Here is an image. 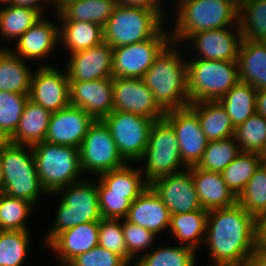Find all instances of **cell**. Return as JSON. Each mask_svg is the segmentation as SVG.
Wrapping results in <instances>:
<instances>
[{
    "mask_svg": "<svg viewBox=\"0 0 266 266\" xmlns=\"http://www.w3.org/2000/svg\"><path fill=\"white\" fill-rule=\"evenodd\" d=\"M204 244L209 266H246L257 248V220L237 202L210 210Z\"/></svg>",
    "mask_w": 266,
    "mask_h": 266,
    "instance_id": "cell-1",
    "label": "cell"
},
{
    "mask_svg": "<svg viewBox=\"0 0 266 266\" xmlns=\"http://www.w3.org/2000/svg\"><path fill=\"white\" fill-rule=\"evenodd\" d=\"M179 45L171 42L142 78L165 112L185 108L190 104L187 93V58L180 54Z\"/></svg>",
    "mask_w": 266,
    "mask_h": 266,
    "instance_id": "cell-2",
    "label": "cell"
},
{
    "mask_svg": "<svg viewBox=\"0 0 266 266\" xmlns=\"http://www.w3.org/2000/svg\"><path fill=\"white\" fill-rule=\"evenodd\" d=\"M176 21L169 31L171 42L184 43L191 34L239 26V0H176Z\"/></svg>",
    "mask_w": 266,
    "mask_h": 266,
    "instance_id": "cell-3",
    "label": "cell"
},
{
    "mask_svg": "<svg viewBox=\"0 0 266 266\" xmlns=\"http://www.w3.org/2000/svg\"><path fill=\"white\" fill-rule=\"evenodd\" d=\"M90 176L62 187L54 193L60 197V200L56 218H54L53 224H50L42 240L45 241V246L65 230L87 222H99L102 219L99 210L97 181L95 182Z\"/></svg>",
    "mask_w": 266,
    "mask_h": 266,
    "instance_id": "cell-4",
    "label": "cell"
},
{
    "mask_svg": "<svg viewBox=\"0 0 266 266\" xmlns=\"http://www.w3.org/2000/svg\"><path fill=\"white\" fill-rule=\"evenodd\" d=\"M32 153L41 184L49 195L86 176L81 169L79 148L43 141L32 146Z\"/></svg>",
    "mask_w": 266,
    "mask_h": 266,
    "instance_id": "cell-5",
    "label": "cell"
},
{
    "mask_svg": "<svg viewBox=\"0 0 266 266\" xmlns=\"http://www.w3.org/2000/svg\"><path fill=\"white\" fill-rule=\"evenodd\" d=\"M4 179L2 192L29 201L35 207L40 198L49 195L37 173L32 147L12 143L0 152Z\"/></svg>",
    "mask_w": 266,
    "mask_h": 266,
    "instance_id": "cell-6",
    "label": "cell"
},
{
    "mask_svg": "<svg viewBox=\"0 0 266 266\" xmlns=\"http://www.w3.org/2000/svg\"><path fill=\"white\" fill-rule=\"evenodd\" d=\"M188 56L187 93L190 103L219 101L239 81L237 61L193 59Z\"/></svg>",
    "mask_w": 266,
    "mask_h": 266,
    "instance_id": "cell-7",
    "label": "cell"
},
{
    "mask_svg": "<svg viewBox=\"0 0 266 266\" xmlns=\"http://www.w3.org/2000/svg\"><path fill=\"white\" fill-rule=\"evenodd\" d=\"M166 24L154 10L116 5L103 27L104 41L112 48L141 42L153 38Z\"/></svg>",
    "mask_w": 266,
    "mask_h": 266,
    "instance_id": "cell-8",
    "label": "cell"
},
{
    "mask_svg": "<svg viewBox=\"0 0 266 266\" xmlns=\"http://www.w3.org/2000/svg\"><path fill=\"white\" fill-rule=\"evenodd\" d=\"M140 162L145 163L141 170L149 184L159 177L187 168L182 162L175 130L165 118L154 121L148 145L137 164Z\"/></svg>",
    "mask_w": 266,
    "mask_h": 266,
    "instance_id": "cell-9",
    "label": "cell"
},
{
    "mask_svg": "<svg viewBox=\"0 0 266 266\" xmlns=\"http://www.w3.org/2000/svg\"><path fill=\"white\" fill-rule=\"evenodd\" d=\"M102 121L108 127L119 154L127 163L142 158L155 120L138 114L113 110Z\"/></svg>",
    "mask_w": 266,
    "mask_h": 266,
    "instance_id": "cell-10",
    "label": "cell"
},
{
    "mask_svg": "<svg viewBox=\"0 0 266 266\" xmlns=\"http://www.w3.org/2000/svg\"><path fill=\"white\" fill-rule=\"evenodd\" d=\"M83 173L99 175L124 167L127 162L119 154L108 127L102 120H94L79 148Z\"/></svg>",
    "mask_w": 266,
    "mask_h": 266,
    "instance_id": "cell-11",
    "label": "cell"
},
{
    "mask_svg": "<svg viewBox=\"0 0 266 266\" xmlns=\"http://www.w3.org/2000/svg\"><path fill=\"white\" fill-rule=\"evenodd\" d=\"M165 26L151 39L113 48V77L142 79L160 53L171 43Z\"/></svg>",
    "mask_w": 266,
    "mask_h": 266,
    "instance_id": "cell-12",
    "label": "cell"
},
{
    "mask_svg": "<svg viewBox=\"0 0 266 266\" xmlns=\"http://www.w3.org/2000/svg\"><path fill=\"white\" fill-rule=\"evenodd\" d=\"M41 63L31 78L29 99L51 113L70 105L69 78L67 70Z\"/></svg>",
    "mask_w": 266,
    "mask_h": 266,
    "instance_id": "cell-13",
    "label": "cell"
},
{
    "mask_svg": "<svg viewBox=\"0 0 266 266\" xmlns=\"http://www.w3.org/2000/svg\"><path fill=\"white\" fill-rule=\"evenodd\" d=\"M164 118L175 130L183 164L197 166L208 143L197 114L187 106L166 111Z\"/></svg>",
    "mask_w": 266,
    "mask_h": 266,
    "instance_id": "cell-14",
    "label": "cell"
},
{
    "mask_svg": "<svg viewBox=\"0 0 266 266\" xmlns=\"http://www.w3.org/2000/svg\"><path fill=\"white\" fill-rule=\"evenodd\" d=\"M242 39L240 27L229 26L191 34L184 43L187 41L188 47L192 46L189 50L197 52L193 59L237 61Z\"/></svg>",
    "mask_w": 266,
    "mask_h": 266,
    "instance_id": "cell-15",
    "label": "cell"
},
{
    "mask_svg": "<svg viewBox=\"0 0 266 266\" xmlns=\"http://www.w3.org/2000/svg\"><path fill=\"white\" fill-rule=\"evenodd\" d=\"M149 186L159 196L171 215L203 209L188 168L159 177Z\"/></svg>",
    "mask_w": 266,
    "mask_h": 266,
    "instance_id": "cell-16",
    "label": "cell"
},
{
    "mask_svg": "<svg viewBox=\"0 0 266 266\" xmlns=\"http://www.w3.org/2000/svg\"><path fill=\"white\" fill-rule=\"evenodd\" d=\"M113 110L138 114L155 121L165 116L152 91L143 79L137 78L113 77Z\"/></svg>",
    "mask_w": 266,
    "mask_h": 266,
    "instance_id": "cell-17",
    "label": "cell"
},
{
    "mask_svg": "<svg viewBox=\"0 0 266 266\" xmlns=\"http://www.w3.org/2000/svg\"><path fill=\"white\" fill-rule=\"evenodd\" d=\"M70 105L80 107L94 120L113 111V78L69 81Z\"/></svg>",
    "mask_w": 266,
    "mask_h": 266,
    "instance_id": "cell-18",
    "label": "cell"
},
{
    "mask_svg": "<svg viewBox=\"0 0 266 266\" xmlns=\"http://www.w3.org/2000/svg\"><path fill=\"white\" fill-rule=\"evenodd\" d=\"M66 65L69 81L113 78V48L103 41L92 48L69 55Z\"/></svg>",
    "mask_w": 266,
    "mask_h": 266,
    "instance_id": "cell-19",
    "label": "cell"
},
{
    "mask_svg": "<svg viewBox=\"0 0 266 266\" xmlns=\"http://www.w3.org/2000/svg\"><path fill=\"white\" fill-rule=\"evenodd\" d=\"M93 122L94 119L80 107L68 105L51 114L44 141L80 148Z\"/></svg>",
    "mask_w": 266,
    "mask_h": 266,
    "instance_id": "cell-20",
    "label": "cell"
},
{
    "mask_svg": "<svg viewBox=\"0 0 266 266\" xmlns=\"http://www.w3.org/2000/svg\"><path fill=\"white\" fill-rule=\"evenodd\" d=\"M45 17L47 16L40 17L33 26L19 37L15 49L9 48L16 56L25 61L26 59L31 61L41 59L43 61L57 48L60 43L59 25L44 19Z\"/></svg>",
    "mask_w": 266,
    "mask_h": 266,
    "instance_id": "cell-21",
    "label": "cell"
},
{
    "mask_svg": "<svg viewBox=\"0 0 266 266\" xmlns=\"http://www.w3.org/2000/svg\"><path fill=\"white\" fill-rule=\"evenodd\" d=\"M98 242L99 222H87L59 233L46 248H51L59 263L66 266L76 256L97 246Z\"/></svg>",
    "mask_w": 266,
    "mask_h": 266,
    "instance_id": "cell-22",
    "label": "cell"
},
{
    "mask_svg": "<svg viewBox=\"0 0 266 266\" xmlns=\"http://www.w3.org/2000/svg\"><path fill=\"white\" fill-rule=\"evenodd\" d=\"M125 219L157 235L164 230L168 232L171 214L159 196L148 186L131 202Z\"/></svg>",
    "mask_w": 266,
    "mask_h": 266,
    "instance_id": "cell-23",
    "label": "cell"
},
{
    "mask_svg": "<svg viewBox=\"0 0 266 266\" xmlns=\"http://www.w3.org/2000/svg\"><path fill=\"white\" fill-rule=\"evenodd\" d=\"M191 171L196 192L203 209L210 211L234 205L237 197L227 187L219 172L205 171L197 166L188 168Z\"/></svg>",
    "mask_w": 266,
    "mask_h": 266,
    "instance_id": "cell-24",
    "label": "cell"
},
{
    "mask_svg": "<svg viewBox=\"0 0 266 266\" xmlns=\"http://www.w3.org/2000/svg\"><path fill=\"white\" fill-rule=\"evenodd\" d=\"M59 21L93 22L104 27L116 6L114 0H54Z\"/></svg>",
    "mask_w": 266,
    "mask_h": 266,
    "instance_id": "cell-25",
    "label": "cell"
},
{
    "mask_svg": "<svg viewBox=\"0 0 266 266\" xmlns=\"http://www.w3.org/2000/svg\"><path fill=\"white\" fill-rule=\"evenodd\" d=\"M239 81L257 91L266 89V43L242 39L238 54Z\"/></svg>",
    "mask_w": 266,
    "mask_h": 266,
    "instance_id": "cell-26",
    "label": "cell"
},
{
    "mask_svg": "<svg viewBox=\"0 0 266 266\" xmlns=\"http://www.w3.org/2000/svg\"><path fill=\"white\" fill-rule=\"evenodd\" d=\"M51 112L32 102H26L15 132L11 135L14 144L33 146L46 138Z\"/></svg>",
    "mask_w": 266,
    "mask_h": 266,
    "instance_id": "cell-27",
    "label": "cell"
},
{
    "mask_svg": "<svg viewBox=\"0 0 266 266\" xmlns=\"http://www.w3.org/2000/svg\"><path fill=\"white\" fill-rule=\"evenodd\" d=\"M208 211L199 209L193 212L172 214L168 230L172 239L178 244L187 246L198 252L204 243L207 227Z\"/></svg>",
    "mask_w": 266,
    "mask_h": 266,
    "instance_id": "cell-28",
    "label": "cell"
},
{
    "mask_svg": "<svg viewBox=\"0 0 266 266\" xmlns=\"http://www.w3.org/2000/svg\"><path fill=\"white\" fill-rule=\"evenodd\" d=\"M189 107L197 114L208 141L234 136L235 128L219 101H198L190 103Z\"/></svg>",
    "mask_w": 266,
    "mask_h": 266,
    "instance_id": "cell-29",
    "label": "cell"
},
{
    "mask_svg": "<svg viewBox=\"0 0 266 266\" xmlns=\"http://www.w3.org/2000/svg\"><path fill=\"white\" fill-rule=\"evenodd\" d=\"M33 72L8 47L0 48V91L29 95Z\"/></svg>",
    "mask_w": 266,
    "mask_h": 266,
    "instance_id": "cell-30",
    "label": "cell"
},
{
    "mask_svg": "<svg viewBox=\"0 0 266 266\" xmlns=\"http://www.w3.org/2000/svg\"><path fill=\"white\" fill-rule=\"evenodd\" d=\"M59 38L61 45L70 54L86 50L104 41L103 27L93 22L59 21Z\"/></svg>",
    "mask_w": 266,
    "mask_h": 266,
    "instance_id": "cell-31",
    "label": "cell"
},
{
    "mask_svg": "<svg viewBox=\"0 0 266 266\" xmlns=\"http://www.w3.org/2000/svg\"><path fill=\"white\" fill-rule=\"evenodd\" d=\"M127 163L119 169L99 174V181L109 190V193L127 194V198L133 202L146 188L149 183L140 168Z\"/></svg>",
    "mask_w": 266,
    "mask_h": 266,
    "instance_id": "cell-32",
    "label": "cell"
},
{
    "mask_svg": "<svg viewBox=\"0 0 266 266\" xmlns=\"http://www.w3.org/2000/svg\"><path fill=\"white\" fill-rule=\"evenodd\" d=\"M257 90L249 84L238 81L220 100L231 123L236 128L256 113Z\"/></svg>",
    "mask_w": 266,
    "mask_h": 266,
    "instance_id": "cell-33",
    "label": "cell"
},
{
    "mask_svg": "<svg viewBox=\"0 0 266 266\" xmlns=\"http://www.w3.org/2000/svg\"><path fill=\"white\" fill-rule=\"evenodd\" d=\"M42 15L35 9L13 4L0 7V36L17 41Z\"/></svg>",
    "mask_w": 266,
    "mask_h": 266,
    "instance_id": "cell-34",
    "label": "cell"
},
{
    "mask_svg": "<svg viewBox=\"0 0 266 266\" xmlns=\"http://www.w3.org/2000/svg\"><path fill=\"white\" fill-rule=\"evenodd\" d=\"M238 24L243 39L266 40V0H239Z\"/></svg>",
    "mask_w": 266,
    "mask_h": 266,
    "instance_id": "cell-35",
    "label": "cell"
},
{
    "mask_svg": "<svg viewBox=\"0 0 266 266\" xmlns=\"http://www.w3.org/2000/svg\"><path fill=\"white\" fill-rule=\"evenodd\" d=\"M175 245L165 244L149 250L134 261V266H196L197 252L187 246Z\"/></svg>",
    "mask_w": 266,
    "mask_h": 266,
    "instance_id": "cell-36",
    "label": "cell"
},
{
    "mask_svg": "<svg viewBox=\"0 0 266 266\" xmlns=\"http://www.w3.org/2000/svg\"><path fill=\"white\" fill-rule=\"evenodd\" d=\"M262 164V156L255 152H240L221 172L227 187L237 197Z\"/></svg>",
    "mask_w": 266,
    "mask_h": 266,
    "instance_id": "cell-37",
    "label": "cell"
},
{
    "mask_svg": "<svg viewBox=\"0 0 266 266\" xmlns=\"http://www.w3.org/2000/svg\"><path fill=\"white\" fill-rule=\"evenodd\" d=\"M240 152L239 145L234 136L208 141L197 167L205 171L221 173Z\"/></svg>",
    "mask_w": 266,
    "mask_h": 266,
    "instance_id": "cell-38",
    "label": "cell"
},
{
    "mask_svg": "<svg viewBox=\"0 0 266 266\" xmlns=\"http://www.w3.org/2000/svg\"><path fill=\"white\" fill-rule=\"evenodd\" d=\"M237 203L256 220L266 214V168L262 164L237 196Z\"/></svg>",
    "mask_w": 266,
    "mask_h": 266,
    "instance_id": "cell-39",
    "label": "cell"
},
{
    "mask_svg": "<svg viewBox=\"0 0 266 266\" xmlns=\"http://www.w3.org/2000/svg\"><path fill=\"white\" fill-rule=\"evenodd\" d=\"M34 208L29 201L0 192V230L29 231L26 220Z\"/></svg>",
    "mask_w": 266,
    "mask_h": 266,
    "instance_id": "cell-40",
    "label": "cell"
},
{
    "mask_svg": "<svg viewBox=\"0 0 266 266\" xmlns=\"http://www.w3.org/2000/svg\"><path fill=\"white\" fill-rule=\"evenodd\" d=\"M234 138L240 151L261 154L266 146V117L254 113L235 128Z\"/></svg>",
    "mask_w": 266,
    "mask_h": 266,
    "instance_id": "cell-41",
    "label": "cell"
},
{
    "mask_svg": "<svg viewBox=\"0 0 266 266\" xmlns=\"http://www.w3.org/2000/svg\"><path fill=\"white\" fill-rule=\"evenodd\" d=\"M31 231L0 230V266H22L29 251Z\"/></svg>",
    "mask_w": 266,
    "mask_h": 266,
    "instance_id": "cell-42",
    "label": "cell"
},
{
    "mask_svg": "<svg viewBox=\"0 0 266 266\" xmlns=\"http://www.w3.org/2000/svg\"><path fill=\"white\" fill-rule=\"evenodd\" d=\"M122 229L128 251L129 265L134 263L132 262L134 259L138 260L141 255L147 253L156 242L155 240L158 239L156 238L157 235H155L153 232L138 226L137 224L131 223L126 219H122Z\"/></svg>",
    "mask_w": 266,
    "mask_h": 266,
    "instance_id": "cell-43",
    "label": "cell"
},
{
    "mask_svg": "<svg viewBox=\"0 0 266 266\" xmlns=\"http://www.w3.org/2000/svg\"><path fill=\"white\" fill-rule=\"evenodd\" d=\"M29 95L0 91V128L12 135L20 121Z\"/></svg>",
    "mask_w": 266,
    "mask_h": 266,
    "instance_id": "cell-44",
    "label": "cell"
},
{
    "mask_svg": "<svg viewBox=\"0 0 266 266\" xmlns=\"http://www.w3.org/2000/svg\"><path fill=\"white\" fill-rule=\"evenodd\" d=\"M98 245L121 256L128 263V251L122 229V219L99 221Z\"/></svg>",
    "mask_w": 266,
    "mask_h": 266,
    "instance_id": "cell-45",
    "label": "cell"
},
{
    "mask_svg": "<svg viewBox=\"0 0 266 266\" xmlns=\"http://www.w3.org/2000/svg\"><path fill=\"white\" fill-rule=\"evenodd\" d=\"M99 210L104 219H125L131 201L127 194L109 193V190L98 180L97 181Z\"/></svg>",
    "mask_w": 266,
    "mask_h": 266,
    "instance_id": "cell-46",
    "label": "cell"
},
{
    "mask_svg": "<svg viewBox=\"0 0 266 266\" xmlns=\"http://www.w3.org/2000/svg\"><path fill=\"white\" fill-rule=\"evenodd\" d=\"M66 266H130L121 256L100 245L73 258Z\"/></svg>",
    "mask_w": 266,
    "mask_h": 266,
    "instance_id": "cell-47",
    "label": "cell"
},
{
    "mask_svg": "<svg viewBox=\"0 0 266 266\" xmlns=\"http://www.w3.org/2000/svg\"><path fill=\"white\" fill-rule=\"evenodd\" d=\"M161 1L162 0H114L117 6L154 10L167 23V12L164 11Z\"/></svg>",
    "mask_w": 266,
    "mask_h": 266,
    "instance_id": "cell-48",
    "label": "cell"
},
{
    "mask_svg": "<svg viewBox=\"0 0 266 266\" xmlns=\"http://www.w3.org/2000/svg\"><path fill=\"white\" fill-rule=\"evenodd\" d=\"M44 2H45V4L48 2H50V4L53 3L54 4L53 6L55 7L54 0H13L12 4L16 5V6L29 7V8L35 9L42 16H44V15H46Z\"/></svg>",
    "mask_w": 266,
    "mask_h": 266,
    "instance_id": "cell-49",
    "label": "cell"
},
{
    "mask_svg": "<svg viewBox=\"0 0 266 266\" xmlns=\"http://www.w3.org/2000/svg\"><path fill=\"white\" fill-rule=\"evenodd\" d=\"M257 247L266 251V214L257 220Z\"/></svg>",
    "mask_w": 266,
    "mask_h": 266,
    "instance_id": "cell-50",
    "label": "cell"
},
{
    "mask_svg": "<svg viewBox=\"0 0 266 266\" xmlns=\"http://www.w3.org/2000/svg\"><path fill=\"white\" fill-rule=\"evenodd\" d=\"M246 266H266V251L257 247L249 257Z\"/></svg>",
    "mask_w": 266,
    "mask_h": 266,
    "instance_id": "cell-51",
    "label": "cell"
},
{
    "mask_svg": "<svg viewBox=\"0 0 266 266\" xmlns=\"http://www.w3.org/2000/svg\"><path fill=\"white\" fill-rule=\"evenodd\" d=\"M256 113L266 117V89L257 91Z\"/></svg>",
    "mask_w": 266,
    "mask_h": 266,
    "instance_id": "cell-52",
    "label": "cell"
},
{
    "mask_svg": "<svg viewBox=\"0 0 266 266\" xmlns=\"http://www.w3.org/2000/svg\"><path fill=\"white\" fill-rule=\"evenodd\" d=\"M11 135L4 129L0 128V152L12 144Z\"/></svg>",
    "mask_w": 266,
    "mask_h": 266,
    "instance_id": "cell-53",
    "label": "cell"
},
{
    "mask_svg": "<svg viewBox=\"0 0 266 266\" xmlns=\"http://www.w3.org/2000/svg\"><path fill=\"white\" fill-rule=\"evenodd\" d=\"M3 179H4V173H3V167L1 164V159H0V192L3 190Z\"/></svg>",
    "mask_w": 266,
    "mask_h": 266,
    "instance_id": "cell-54",
    "label": "cell"
},
{
    "mask_svg": "<svg viewBox=\"0 0 266 266\" xmlns=\"http://www.w3.org/2000/svg\"><path fill=\"white\" fill-rule=\"evenodd\" d=\"M12 3H13V0H0V4H2L1 6H5V4L7 6V5H10Z\"/></svg>",
    "mask_w": 266,
    "mask_h": 266,
    "instance_id": "cell-55",
    "label": "cell"
},
{
    "mask_svg": "<svg viewBox=\"0 0 266 266\" xmlns=\"http://www.w3.org/2000/svg\"><path fill=\"white\" fill-rule=\"evenodd\" d=\"M260 155L262 156V159H266V146Z\"/></svg>",
    "mask_w": 266,
    "mask_h": 266,
    "instance_id": "cell-56",
    "label": "cell"
},
{
    "mask_svg": "<svg viewBox=\"0 0 266 266\" xmlns=\"http://www.w3.org/2000/svg\"><path fill=\"white\" fill-rule=\"evenodd\" d=\"M262 165L266 168V159H262Z\"/></svg>",
    "mask_w": 266,
    "mask_h": 266,
    "instance_id": "cell-57",
    "label": "cell"
}]
</instances>
